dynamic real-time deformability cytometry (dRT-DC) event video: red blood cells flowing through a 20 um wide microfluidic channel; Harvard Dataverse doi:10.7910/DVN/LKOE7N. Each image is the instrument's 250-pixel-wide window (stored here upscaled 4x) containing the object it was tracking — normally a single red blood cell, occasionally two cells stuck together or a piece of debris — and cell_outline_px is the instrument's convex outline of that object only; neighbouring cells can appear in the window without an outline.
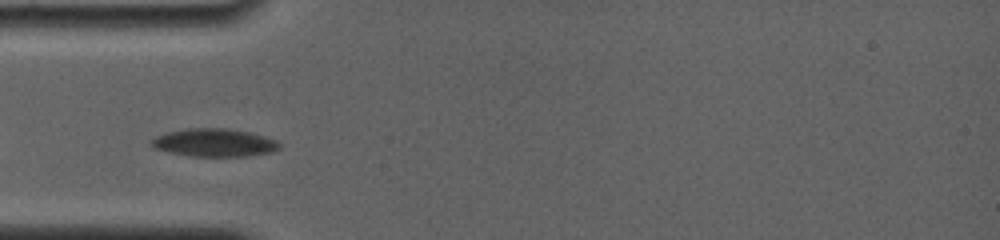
{"species": "common noctule bat (a hibernating species)", "species_latin": "Nyctalus noctula", "temperature_condition": "room temperature", "stored_images_in_passage": 4, "camera_frame_rate_fps": 4000, "um_per_image_px": 0.085, "animal": {"sex": "female", "body_mass_g": 19.0, "forearm_length_mm": 56.7}, "frame": {"image": 1, "passage_image": 2, "time_ms": 0.5, "image_size_px": [1000, 240], "cell_outline_px": [[280, 148], [272, 152], [248, 156], [188, 156], [168, 152], [152, 148], [148, 140], [164, 132], [188, 128], [228, 128], [248, 132], [264, 136], [276, 140], [280, 144]], "centroid_in_image_um": [18.15, 12.12], "position_along_channel_um": 66.9, "area_um2": 21.15}}